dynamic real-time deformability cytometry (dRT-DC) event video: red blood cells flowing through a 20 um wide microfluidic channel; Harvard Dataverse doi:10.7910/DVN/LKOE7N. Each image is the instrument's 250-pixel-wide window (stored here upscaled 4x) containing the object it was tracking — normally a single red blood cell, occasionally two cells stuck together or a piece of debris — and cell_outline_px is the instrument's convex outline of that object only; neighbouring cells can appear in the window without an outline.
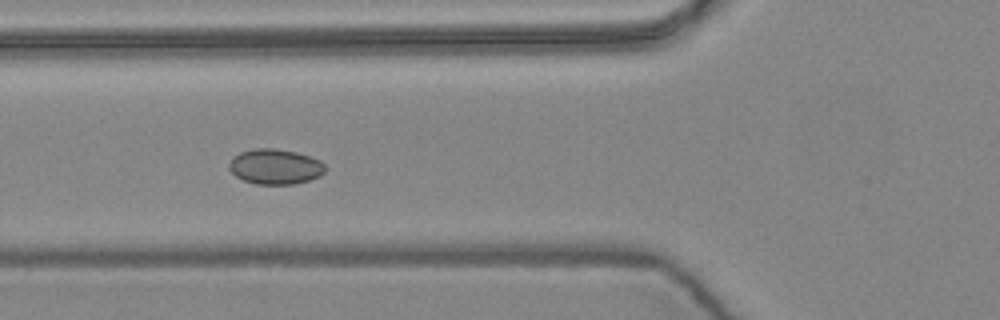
{"species": "common noctule bat (a hibernating species)", "species_latin": "Nyctalus noctula", "temperature_condition": "warm", "stored_images_in_passage": 7, "camera_frame_rate_fps": 3000, "um_per_image_px": 0.085, "animal": {"sex": "female", "body_mass_g": 24.6, "forearm_length_mm": 56.2}, "frame": {"image": 1, "passage_image": 7, "time_ms": 2.0, "image_size_px": [1000, 320], "cell_outline_px": [[324, 172], [320, 176], [308, 180], [292, 184], [256, 184], [244, 180], [236, 176], [228, 168], [228, 164], [232, 156], [240, 152], [252, 148], [272, 148], [296, 152], [320, 160], [324, 164]], "centroid_in_image_um": [23.35, 14.15], "position_along_channel_um": 102.5, "area_um2": 19.71}}